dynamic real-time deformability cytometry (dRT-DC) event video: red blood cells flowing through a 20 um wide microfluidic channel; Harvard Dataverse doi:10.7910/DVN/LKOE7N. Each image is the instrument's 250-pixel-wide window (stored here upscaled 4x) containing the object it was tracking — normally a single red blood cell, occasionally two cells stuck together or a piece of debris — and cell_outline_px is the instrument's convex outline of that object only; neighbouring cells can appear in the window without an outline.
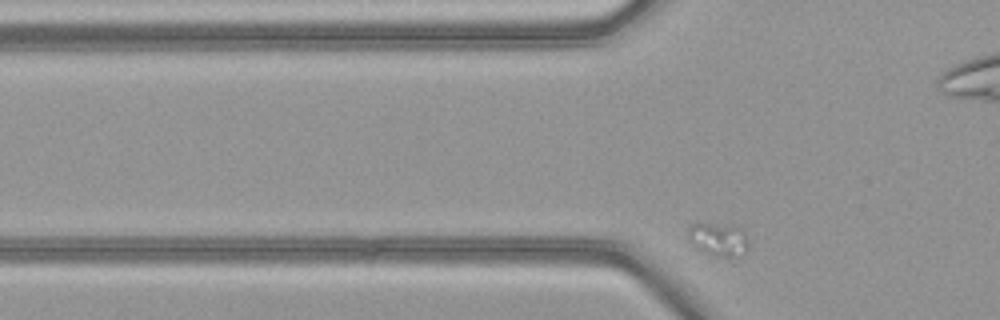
{"species": "common noctule bat (a hibernating species)", "species_latin": "Nyctalus noctula", "temperature_condition": "warm", "stored_images_in_passage": 45, "camera_frame_rate_fps": 3000, "um_per_image_px": 0.085, "animal": {"sex": "female", "body_mass_g": 21.9}, "frame": {"image": 1, "passage_image": 7, "time_ms": 2.0, "image_size_px": [1000, 320], "cell_outline_px": [[748, 244], [744, 252], [740, 256], [708, 256], [696, 248], [688, 240], [688, 228], [692, 224], [732, 224], [744, 228]], "centroid_in_image_um": [61.06, 20.34], "position_along_channel_um": 64.7, "area_um2": 11.96}}
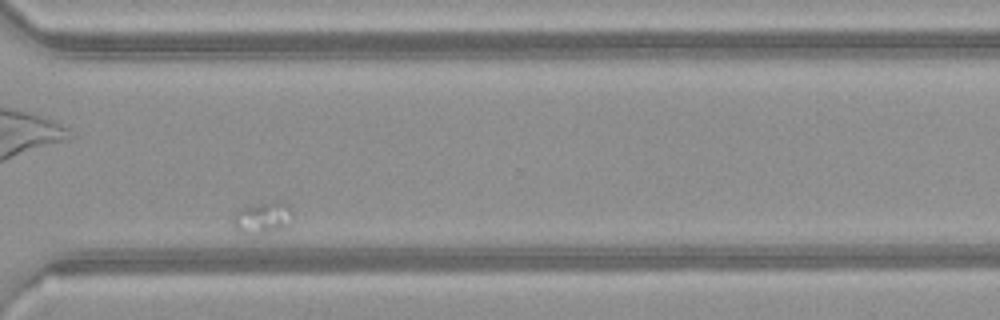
{"frame": {"image": 2, "passage_image": 34, "time_ms": 11.0, "image_size_px": [1000, 320], "cell_outline_px": [[292, 224], [284, 228], [264, 232], [240, 232], [236, 228], [232, 220], [232, 212], [240, 208], [276, 200], [284, 200], [292, 208]], "centroid_in_image_um": [22.37, 18.44], "position_along_channel_um": 348.2, "area_um2": 11.1}}